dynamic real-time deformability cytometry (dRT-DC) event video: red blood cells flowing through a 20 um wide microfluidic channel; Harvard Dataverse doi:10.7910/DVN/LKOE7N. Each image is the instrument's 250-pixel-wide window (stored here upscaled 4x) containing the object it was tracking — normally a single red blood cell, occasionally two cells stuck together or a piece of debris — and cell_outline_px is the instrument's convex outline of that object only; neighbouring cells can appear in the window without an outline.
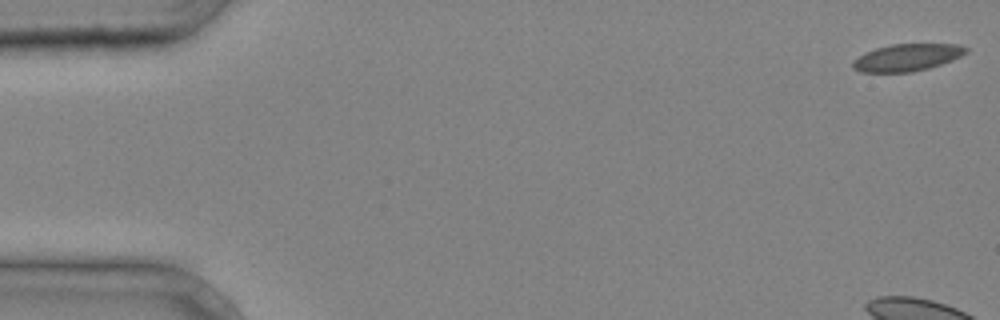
{"species": "common noctule bat (a hibernating species)", "species_latin": "Nyctalus noctula", "temperature_condition": "cold", "stored_images_in_passage": 8, "camera_frame_rate_fps": 3000, "um_per_image_px": 0.085, "animal": {"sex": "male", "body_mass_g": 20.4}, "frame": {"image": 1, "passage_image": 1, "time_ms": 0.0, "image_size_px": [1000, 320], "cell_outline_px": [[968, 52], [952, 60], [928, 68], [912, 72], [860, 72], [852, 68], [852, 60], [864, 52], [876, 48], [892, 44], [956, 44], [968, 48]], "centroid_in_image_um": [77.06, 4.88], "position_along_channel_um": 7.9, "area_um2": 17.92}}